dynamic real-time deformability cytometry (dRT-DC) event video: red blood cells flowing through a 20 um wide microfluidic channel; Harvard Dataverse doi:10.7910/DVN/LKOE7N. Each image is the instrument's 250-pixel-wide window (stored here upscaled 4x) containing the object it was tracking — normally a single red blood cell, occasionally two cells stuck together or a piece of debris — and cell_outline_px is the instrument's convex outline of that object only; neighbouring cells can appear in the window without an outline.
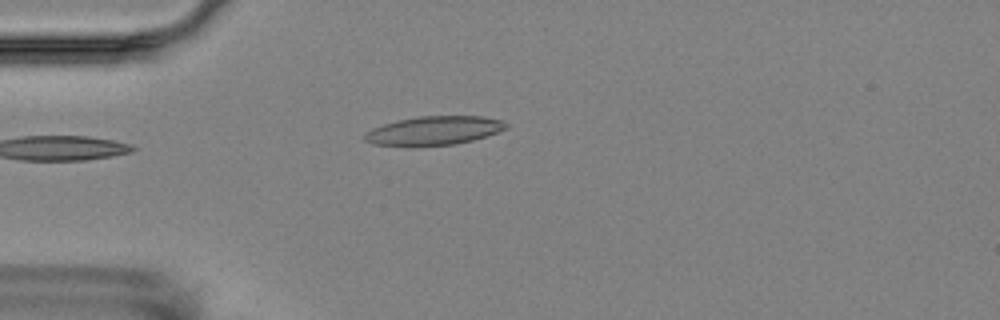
{"species": "Egyptian fruit bat (a non-hibernating species)", "species_latin": "Rousettus aegyptiacus", "temperature_condition": "room temperature", "stored_images_in_passage": 3, "camera_frame_rate_fps": 3000, "um_per_image_px": 0.085, "animal": {"sex": "female"}, "frame": {"image": 1, "passage_image": 3, "time_ms": 4.0, "image_size_px": [1000, 320], "cell_outline_px": [[508, 128], [472, 140], [456, 144], [412, 148], [372, 144], [364, 140], [364, 132], [372, 128], [396, 120], [420, 116], [484, 116], [500, 120], [508, 124]], "centroid_in_image_um": [36.81, 11.13], "position_along_channel_um": 48.2, "area_um2": 24.28}}